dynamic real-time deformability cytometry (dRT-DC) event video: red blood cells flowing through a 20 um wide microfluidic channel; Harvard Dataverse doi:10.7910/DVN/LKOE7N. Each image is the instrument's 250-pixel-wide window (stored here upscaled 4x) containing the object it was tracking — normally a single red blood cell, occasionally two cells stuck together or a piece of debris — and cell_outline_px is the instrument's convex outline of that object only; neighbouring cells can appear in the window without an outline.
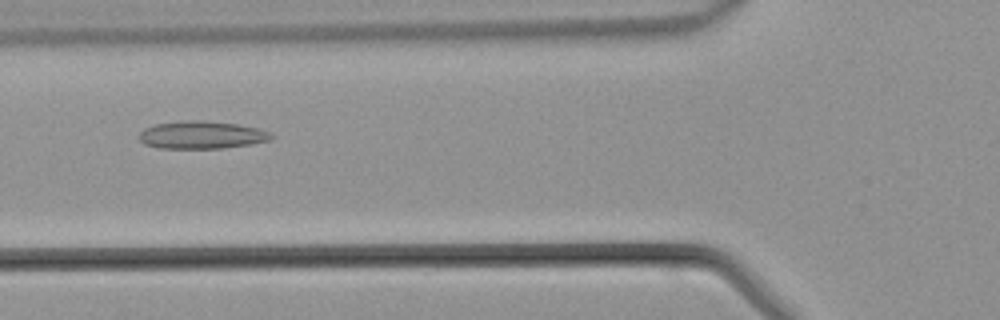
{"species": "common noctule bat (a hibernating species)", "species_latin": "Nyctalus noctula", "temperature_condition": "warm", "stored_images_in_passage": 43, "camera_frame_rate_fps": 3000, "um_per_image_px": 0.085, "animal": {"sex": "male", "body_mass_g": 21.5, "forearm_length_mm": 52.0}, "frame": {"image": 1, "passage_image": 15, "time_ms": 4.667, "image_size_px": [1000, 320], "cell_outline_px": [[272, 136], [268, 140], [248, 144], [220, 148], [160, 148], [144, 144], [140, 140], [140, 132], [144, 128], [156, 124], [188, 120], [204, 120], [236, 124], [256, 128], [268, 132]], "centroid_in_image_um": [17.08, 11.46], "position_along_channel_um": 108.7, "area_um2": 20.87}}
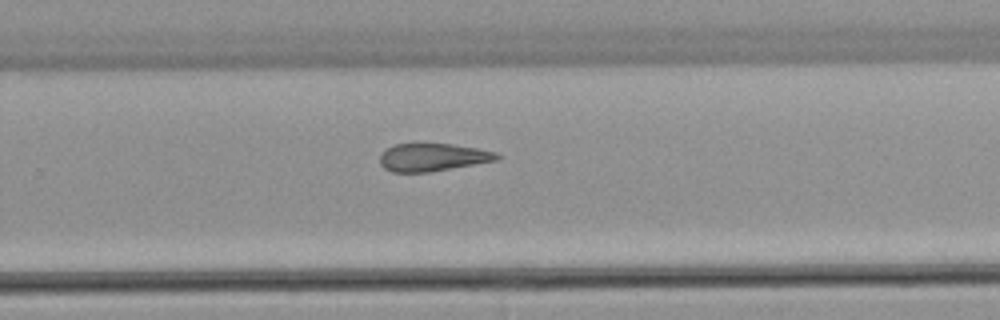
{"frame": {"image": 2, "passage_image": 27, "time_ms": 8.667, "image_size_px": [1000, 320], "cell_outline_px": [[500, 160], [428, 172], [392, 172], [384, 168], [380, 164], [380, 152], [396, 144], [452, 144], [476, 148], [496, 152], [500, 156]], "centroid_in_image_um": [36.78, 13.37], "position_along_channel_um": 293.0, "area_um2": 18.9}}
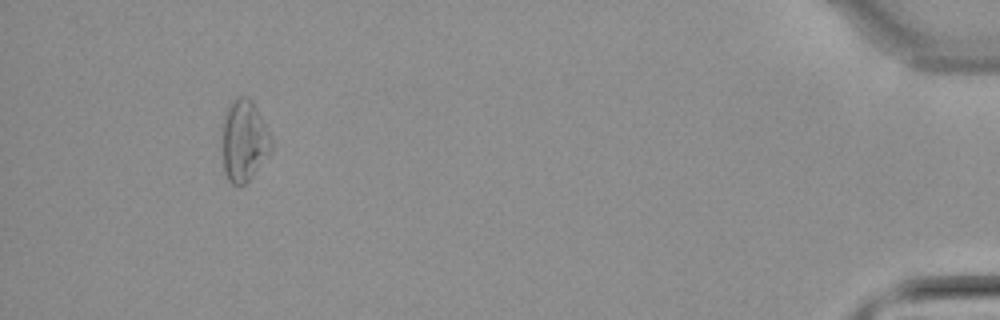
{"frame": {"image": 3, "passage_image": 40, "time_ms": 13.0, "image_size_px": [1000, 320], "cell_outline_px": [[272, 148], [252, 176], [240, 188], [236, 188], [228, 180], [224, 168], [220, 124], [232, 100], [240, 96], [248, 96], [252, 100], [272, 136]], "centroid_in_image_um": [20.71, 11.95], "position_along_channel_um": 414.5, "area_um2": 23.7}}